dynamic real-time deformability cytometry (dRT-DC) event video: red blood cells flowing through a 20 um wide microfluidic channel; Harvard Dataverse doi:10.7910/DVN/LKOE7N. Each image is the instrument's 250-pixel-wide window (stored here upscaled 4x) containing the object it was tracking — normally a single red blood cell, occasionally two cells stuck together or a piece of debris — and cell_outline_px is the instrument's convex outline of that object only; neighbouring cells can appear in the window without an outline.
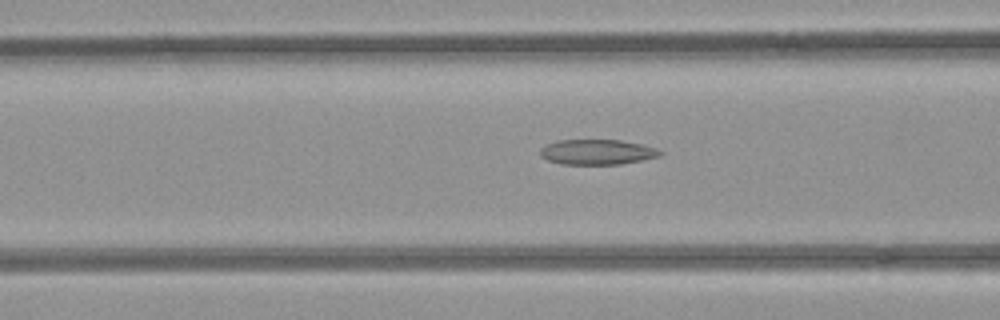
{"species": "common noctule bat (a hibernating species)", "species_latin": "Nyctalus noctula", "temperature_condition": "room temperature", "stored_images_in_passage": 32, "camera_frame_rate_fps": 3000, "um_per_image_px": 0.085, "animal": {"sex": "female", "body_mass_g": 21.9}, "frame": {"image": 1, "passage_image": 11, "time_ms": 3.333, "image_size_px": [1000, 320], "cell_outline_px": [[664, 152], [660, 156], [620, 164], [560, 164], [548, 160], [540, 156], [540, 148], [544, 144], [556, 140], [620, 140], [644, 144], [656, 148]], "centroid_in_image_um": [50.73, 12.91], "position_along_channel_um": 115.9, "area_um2": 17.74}}
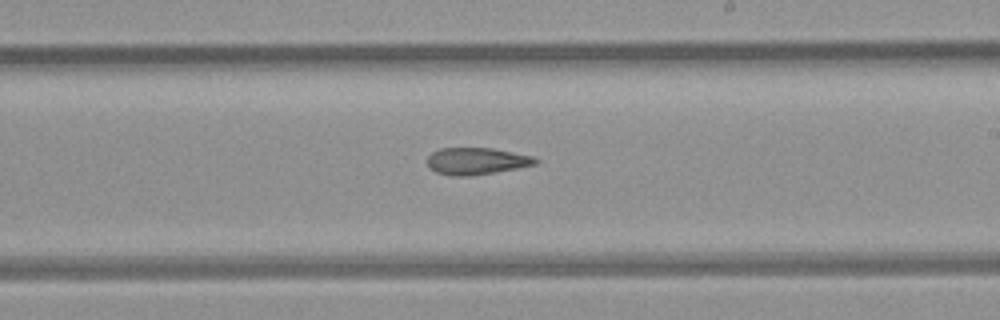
{"frame": {"image": 2, "passage_image": 21, "time_ms": 6.667, "image_size_px": [1000, 320], "cell_outline_px": [[540, 160], [536, 164], [496, 172], [472, 176], [452, 176], [436, 172], [428, 168], [428, 156], [432, 152], [440, 148], [492, 148], [532, 156]], "centroid_in_image_um": [40.48, 13.7], "position_along_channel_um": 248.5, "area_um2": 16.99}}
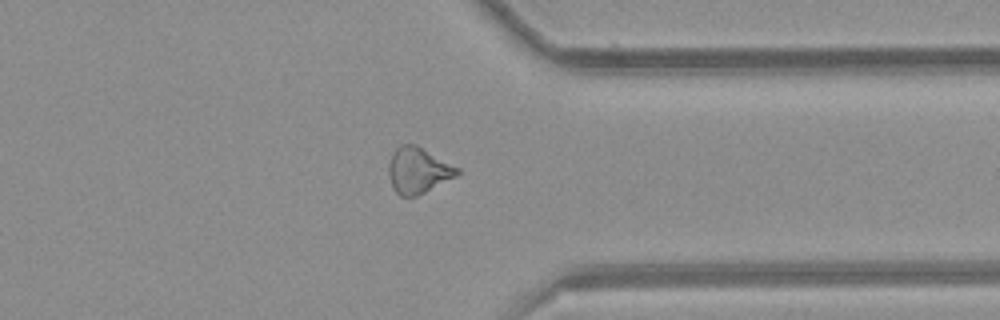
{"frame": {"image": 3, "passage_image": 31, "time_ms": 10.0, "image_size_px": [1000, 320], "cell_outline_px": [[460, 172], [456, 176], [416, 196], [400, 196], [392, 188], [388, 176], [388, 164], [392, 152], [400, 144], [416, 144], [460, 168]], "centroid_in_image_um": [35.51, 14.47], "position_along_channel_um": 375.9, "area_um2": 18.44}}